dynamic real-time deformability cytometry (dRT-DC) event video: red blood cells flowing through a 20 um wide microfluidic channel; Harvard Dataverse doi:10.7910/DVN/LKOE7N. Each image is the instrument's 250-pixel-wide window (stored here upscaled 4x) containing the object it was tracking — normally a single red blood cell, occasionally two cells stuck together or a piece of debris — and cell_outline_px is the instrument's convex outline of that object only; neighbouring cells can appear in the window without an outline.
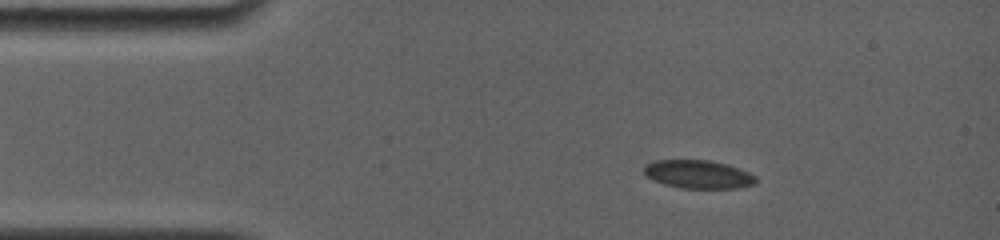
{"species": "common noctule bat (a hibernating species)", "species_latin": "Nyctalus noctula", "temperature_condition": "room temperature", "stored_images_in_passage": 45, "camera_frame_rate_fps": 4000, "um_per_image_px": 0.085, "animal": {"sex": "female", "body_mass_g": 19.0, "forearm_length_mm": 56.7}, "frame": {"image": 1, "passage_image": 1, "time_ms": 0.0, "image_size_px": [1000, 240], "cell_outline_px": [[756, 184], [736, 188], [680, 188], [664, 184], [652, 180], [644, 176], [644, 164], [652, 160], [708, 160], [728, 164], [740, 168], [756, 176]], "centroid_in_image_um": [59.32, 14.81], "position_along_channel_um": 25.7, "area_um2": 18.73}}
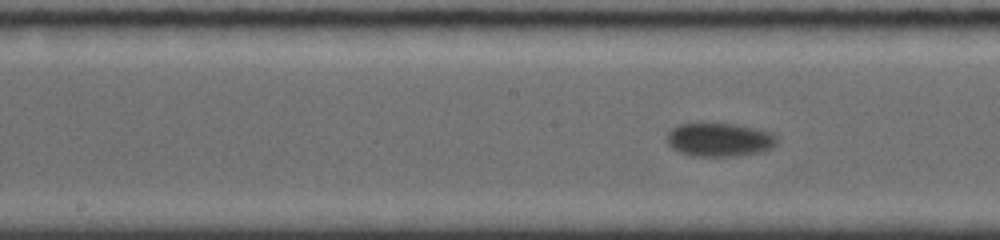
{"frame": {"image": 2, "passage_image": 20, "time_ms": 6.0, "image_size_px": [1000, 240], "cell_outline_px": [[776, 144], [772, 148], [760, 152], [736, 156], [696, 156], [680, 152], [672, 148], [668, 144], [668, 132], [672, 128], [680, 124], [704, 120], [736, 124], [772, 132], [776, 136]], "centroid_in_image_um": [61.13, 11.83], "position_along_channel_um": 187.1, "area_um2": 22.14}}
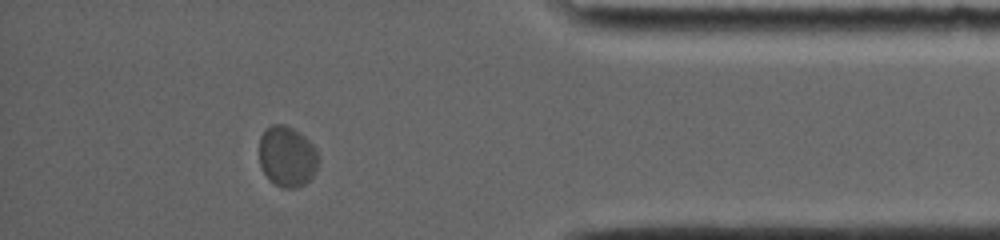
{"frame": {"image": 3, "passage_image": 39, "time_ms": 12.75, "image_size_px": [1000, 240], "cell_outline_px": [[320, 160], [316, 172], [304, 184], [296, 188], [284, 188], [276, 184], [264, 172], [260, 164], [260, 136], [264, 128], [272, 124], [284, 124], [300, 132], [316, 148]], "centroid_in_image_um": [24.43, 13.27], "position_along_channel_um": 410.8, "area_um2": 21.04}, "authors_computed_cell_mechanics": {"area_um2": 20.808, "velocity_mm_per_s": 3.5878, "shape_relaxation_time_tau1_ms": 1.3173, "shape_relaxation_time_tau2_ms": null, "deformation_change_tau1": 0.0537, "deformation_change_tau2": null}}